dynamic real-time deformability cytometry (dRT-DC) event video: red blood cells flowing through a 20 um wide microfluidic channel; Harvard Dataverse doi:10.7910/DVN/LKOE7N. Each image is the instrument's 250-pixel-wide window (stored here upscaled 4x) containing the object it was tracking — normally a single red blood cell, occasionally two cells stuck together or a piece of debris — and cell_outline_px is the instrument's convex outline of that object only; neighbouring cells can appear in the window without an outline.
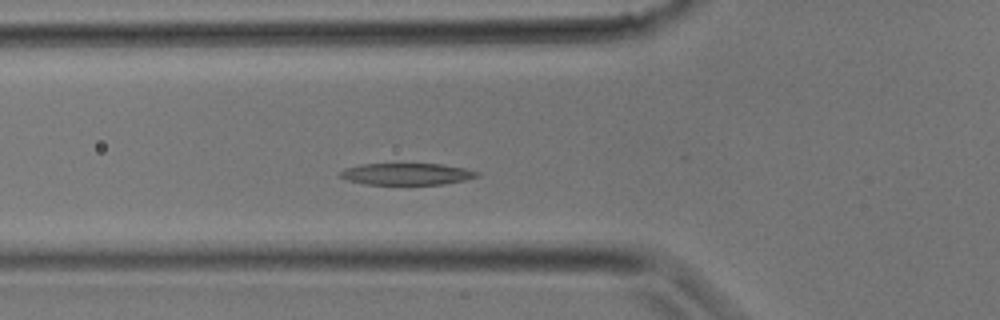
{"species": "common noctule bat (a hibernating species)", "species_latin": "Nyctalus noctula", "temperature_condition": "room temperature", "stored_images_in_passage": 30, "camera_frame_rate_fps": 3000, "um_per_image_px": 0.085, "animal": {"sex": "male", "body_mass_g": 17.9}, "frame": {"image": 1, "passage_image": 8, "time_ms": 2.333, "image_size_px": [1000, 320], "cell_outline_px": [[480, 176], [464, 180], [444, 184], [364, 184], [348, 180], [340, 176], [340, 172], [348, 168], [360, 164], [444, 164], [464, 168], [480, 172]], "centroid_in_image_um": [34.63, 14.79], "position_along_channel_um": 91.2, "area_um2": 17.17}}
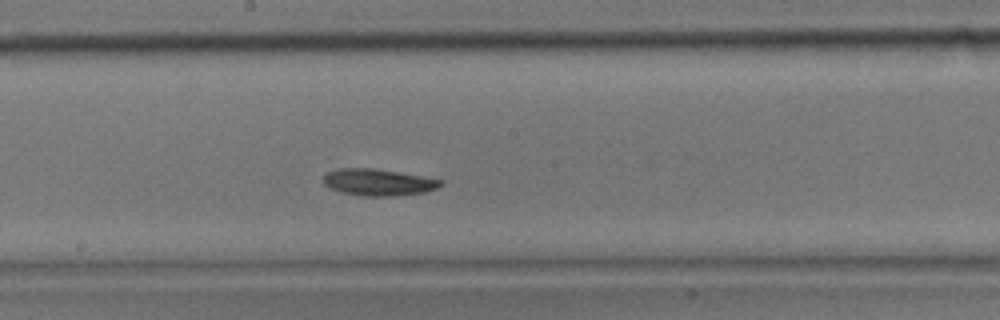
{"frame": {"image": 2, "passage_image": 14, "time_ms": 4.333, "image_size_px": [1000, 320], "cell_outline_px": [[444, 184], [436, 188], [424, 192], [392, 196], [360, 196], [340, 192], [324, 184], [320, 180], [328, 172], [340, 168], [372, 168], [444, 180]], "centroid_in_image_um": [32.12, 15.5], "position_along_channel_um": 216.1, "area_um2": 18.15}}
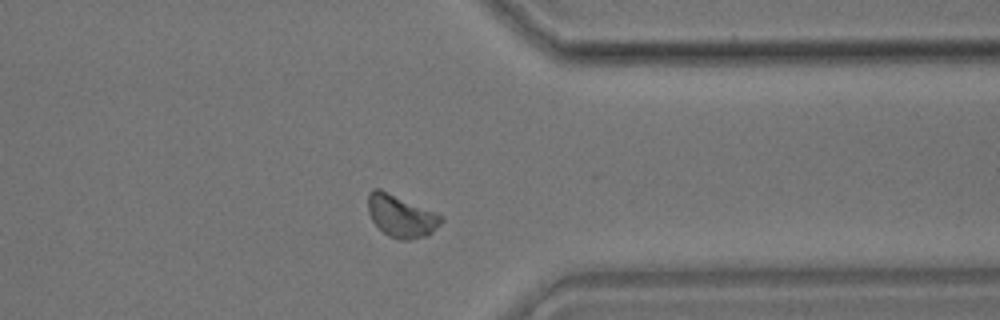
{"frame": {"image": 3, "passage_image": 22, "time_ms": 7.0, "image_size_px": [1000, 320], "cell_outline_px": [[444, 220], [428, 236], [408, 240], [396, 240], [388, 236], [372, 220], [368, 212], [368, 192], [372, 188], [380, 188], [436, 212], [444, 216]], "centroid_in_image_um": [34.1, 18.36], "position_along_channel_um": 377.3, "area_um2": 18.26}}